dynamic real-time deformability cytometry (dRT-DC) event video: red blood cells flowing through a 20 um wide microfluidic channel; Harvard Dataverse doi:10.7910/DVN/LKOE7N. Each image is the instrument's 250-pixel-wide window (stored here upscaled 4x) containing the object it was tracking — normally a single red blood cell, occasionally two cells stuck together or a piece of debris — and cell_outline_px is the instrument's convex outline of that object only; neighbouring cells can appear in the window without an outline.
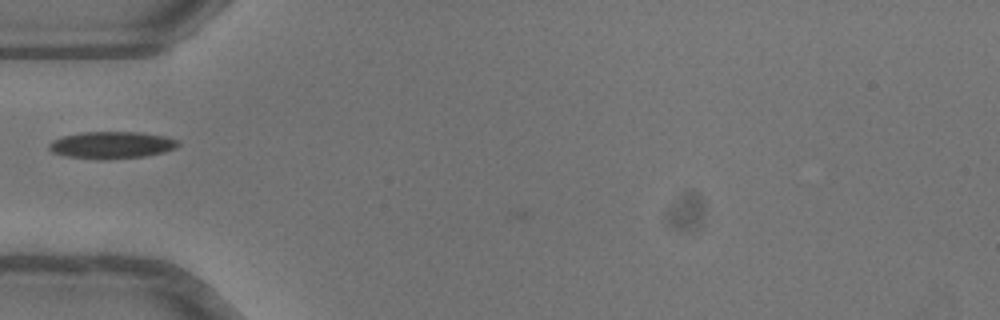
{"species": "common noctule bat (a hibernating species)", "species_latin": "Nyctalus noctula", "temperature_condition": "warm", "stored_images_in_passage": 4, "camera_frame_rate_fps": 3000, "um_per_image_px": 0.085, "animal": {"sex": "female"}, "frame": {"image": 1, "passage_image": 2, "time_ms": 0.333, "image_size_px": [1000, 320], "cell_outline_px": [[180, 144], [176, 148], [164, 152], [144, 156], [104, 160], [100, 160], [64, 156], [52, 152], [48, 148], [48, 144], [52, 140], [64, 136], [80, 132], [140, 132], [164, 136], [180, 140]], "centroid_in_image_um": [9.49, 12.33], "position_along_channel_um": 75.5, "area_um2": 20.58}}